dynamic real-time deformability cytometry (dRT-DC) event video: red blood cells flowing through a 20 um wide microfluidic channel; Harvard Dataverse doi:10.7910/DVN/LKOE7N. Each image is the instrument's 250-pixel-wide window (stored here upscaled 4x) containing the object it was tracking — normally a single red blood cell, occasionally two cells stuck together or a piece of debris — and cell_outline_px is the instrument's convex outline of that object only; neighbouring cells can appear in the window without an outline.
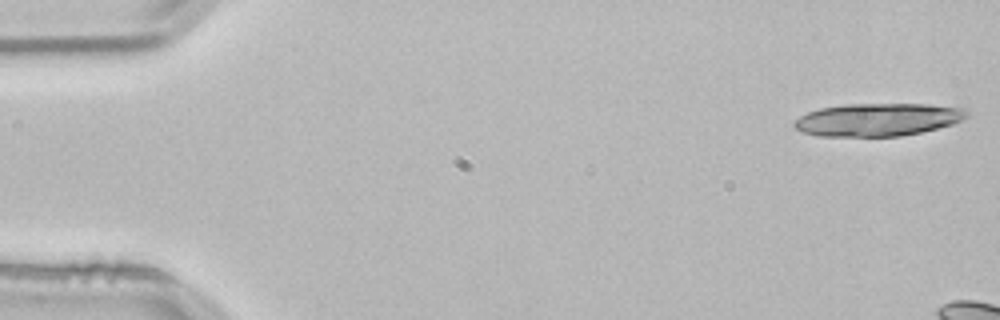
{"species": "common noctule bat (a hibernating species)", "species_latin": "Nyctalus noctula", "temperature_condition": "room temperature", "stored_images_in_passage": 8, "camera_frame_rate_fps": 3000, "um_per_image_px": 0.085, "animal": {"sex": "male", "body_mass_g": 21.5, "forearm_length_mm": 52.0}, "frame": {"image": 1, "passage_image": 1, "time_ms": 0.0, "image_size_px": [1000, 320], "cell_outline_px": [[968, 116], [964, 120], [952, 124], [920, 132], [900, 136], [816, 136], [800, 132], [792, 124], [800, 116], [808, 112], [820, 108], [848, 104], [928, 104], [964, 108], [968, 112]], "centroid_in_image_um": [74.6, 10.17], "position_along_channel_um": 10.4, "area_um2": 33.0}}